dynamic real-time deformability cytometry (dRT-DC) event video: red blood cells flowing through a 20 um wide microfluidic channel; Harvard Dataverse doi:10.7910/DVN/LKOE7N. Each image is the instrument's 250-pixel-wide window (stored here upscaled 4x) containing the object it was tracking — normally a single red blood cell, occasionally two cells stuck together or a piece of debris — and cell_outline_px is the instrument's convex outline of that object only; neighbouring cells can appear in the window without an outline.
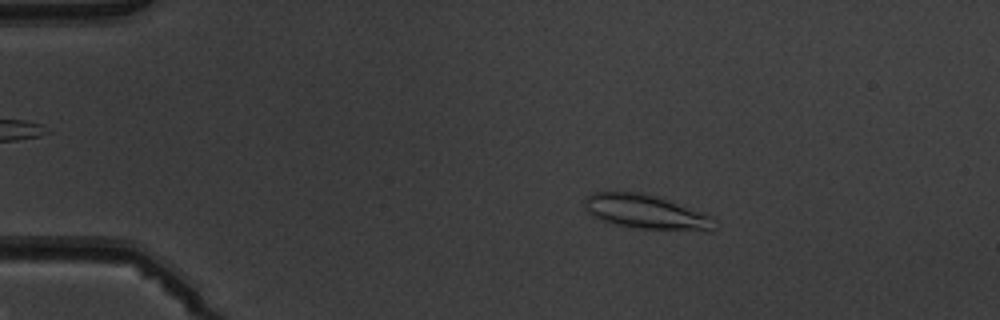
{"species": "common noctule bat (a hibernating species)", "species_latin": "Nyctalus noctula", "temperature_condition": "warm", "stored_images_in_passage": 5, "camera_frame_rate_fps": 3000, "um_per_image_px": 0.085, "animal": {"sex": "male", "body_mass_g": 19.5, "forearm_length_mm": 54.6}, "frame": {"image": 1, "passage_image": 1, "time_ms": 0.0, "image_size_px": [1000, 320], "cell_outline_px": [[712, 228], [708, 232], [704, 232], [640, 228], [616, 224], [604, 220], [588, 212], [584, 208], [584, 200], [592, 192], [640, 192], [656, 196], [668, 200], [712, 216]], "centroid_in_image_um": [54.91, 18.01], "position_along_channel_um": 30.1, "area_um2": 25.55}}
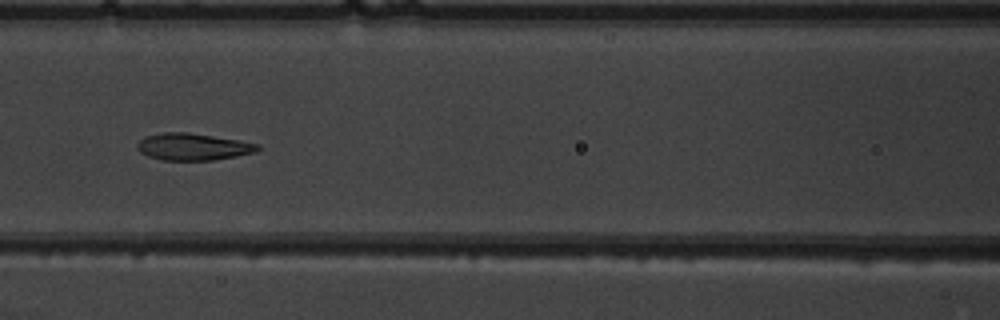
{"frame": {"image": 2, "passage_image": 5, "time_ms": 4.667, "image_size_px": [1000, 320], "cell_outline_px": [[260, 148], [256, 152], [236, 156], [212, 160], [164, 160], [148, 156], [140, 152], [136, 148], [136, 144], [144, 136], [164, 132], [188, 132], [260, 144]], "centroid_in_image_um": [16.37, 12.47], "position_along_channel_um": 150.2, "area_um2": 18.84}}